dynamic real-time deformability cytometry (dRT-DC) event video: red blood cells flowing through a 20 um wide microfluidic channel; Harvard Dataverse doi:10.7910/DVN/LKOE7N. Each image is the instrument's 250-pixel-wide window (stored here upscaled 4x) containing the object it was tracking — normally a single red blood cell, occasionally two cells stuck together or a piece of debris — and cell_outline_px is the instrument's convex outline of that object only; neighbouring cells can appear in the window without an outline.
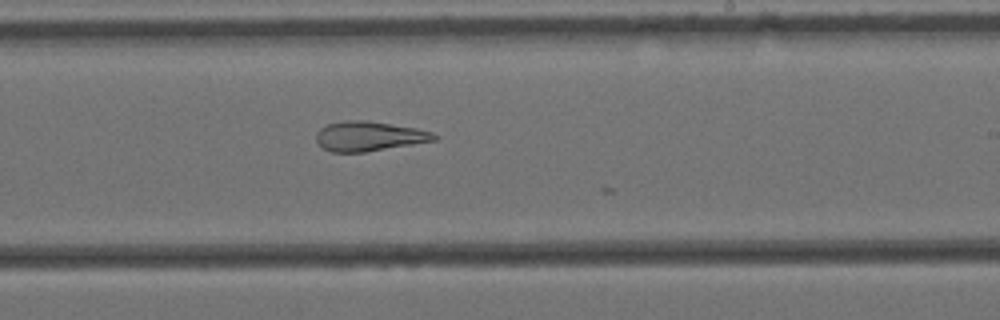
{"species": "Egyptian fruit bat (a non-hibernating species)", "species_latin": "Rousettus aegyptiacus", "temperature_condition": "cold", "stored_images_in_passage": 9, "camera_frame_rate_fps": 3000, "um_per_image_px": 0.085, "animal": {"sex": "female"}, "frame": {"image": 1, "passage_image": 9, "time_ms": 2.667, "image_size_px": [1000, 320], "cell_outline_px": [[440, 136], [436, 140], [364, 152], [332, 152], [324, 148], [316, 140], [316, 132], [320, 128], [328, 124], [348, 120], [368, 120], [416, 128], [432, 132]], "centroid_in_image_um": [31.38, 11.57], "position_along_channel_um": 257.6, "area_um2": 20.29}}